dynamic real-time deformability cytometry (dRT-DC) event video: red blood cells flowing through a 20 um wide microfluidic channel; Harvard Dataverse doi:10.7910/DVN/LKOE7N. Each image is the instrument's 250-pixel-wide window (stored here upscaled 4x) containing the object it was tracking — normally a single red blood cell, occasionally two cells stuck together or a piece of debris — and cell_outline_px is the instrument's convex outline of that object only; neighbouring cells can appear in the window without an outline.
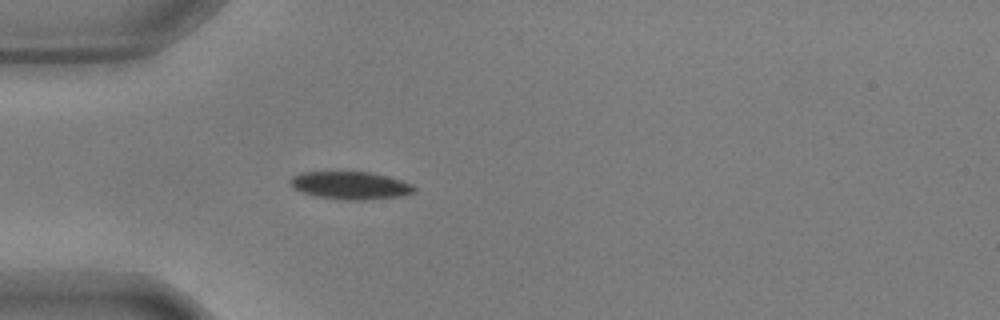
{"species": "common noctule bat (a hibernating species)", "species_latin": "Nyctalus noctula", "temperature_condition": "warm", "stored_images_in_passage": 33, "camera_frame_rate_fps": 3000, "um_per_image_px": 0.085, "animal": {"sex": "male", "body_mass_g": 17.9, "forearm_length_mm": 54.2}, "frame": {"image": 1, "passage_image": 1, "time_ms": 0.0, "image_size_px": [1000, 320], "cell_outline_px": [[416, 192], [404, 196], [364, 200], [344, 200], [316, 196], [300, 192], [288, 184], [288, 180], [292, 176], [300, 172], [368, 172], [400, 180], [412, 184], [416, 188]], "centroid_in_image_um": [29.75, 15.77], "position_along_channel_um": 55.2, "area_um2": 20.17}}
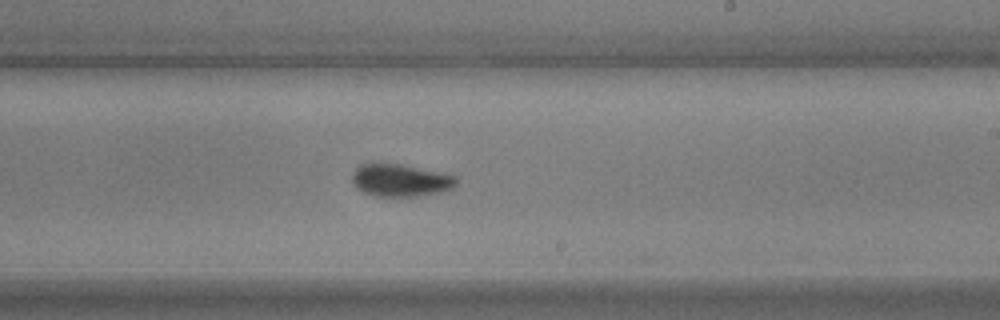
{"frame": {"image": 2, "passage_image": 18, "time_ms": 5.667, "image_size_px": [1000, 320], "cell_outline_px": [[456, 184], [452, 188], [440, 192], [420, 196], [372, 196], [356, 188], [352, 180], [352, 176], [356, 168], [360, 164], [372, 160], [380, 160], [400, 164], [456, 176]], "centroid_in_image_um": [33.95, 15.29], "position_along_channel_um": 255.1, "area_um2": 20.11}}
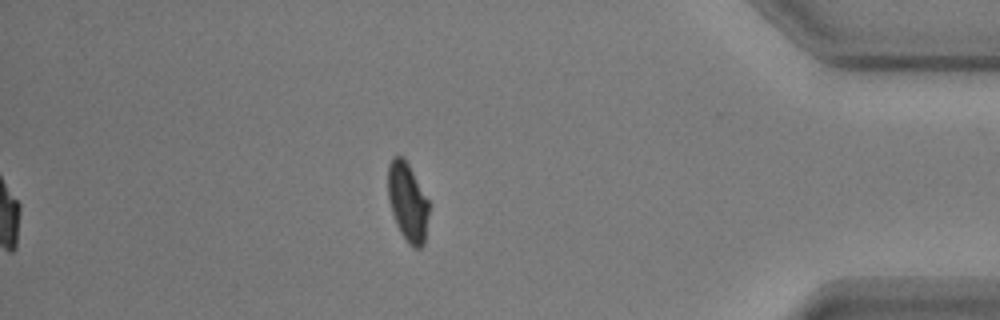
{"frame": {"image": 3, "passage_image": 33, "time_ms": 10.667, "image_size_px": [1000, 320], "cell_outline_px": [[428, 216], [424, 244], [420, 248], [412, 248], [408, 244], [400, 232], [396, 224], [388, 200], [388, 164], [392, 156], [404, 156], [428, 200]], "centroid_in_image_um": [34.63, 17.17], "position_along_channel_um": 400.6, "area_um2": 18.79}, "authors_computed_cell_mechanics": {"area_um2": 19.9988, "velocity_mm_per_s": 3.6402, "shape_relaxation_time_tau1_ms": 4.1016, "shape_relaxation_time_tau2_ms": 1.2907, "deformation_change_tau1": 0.1485, "deformation_change_tau2": 0.0494}}